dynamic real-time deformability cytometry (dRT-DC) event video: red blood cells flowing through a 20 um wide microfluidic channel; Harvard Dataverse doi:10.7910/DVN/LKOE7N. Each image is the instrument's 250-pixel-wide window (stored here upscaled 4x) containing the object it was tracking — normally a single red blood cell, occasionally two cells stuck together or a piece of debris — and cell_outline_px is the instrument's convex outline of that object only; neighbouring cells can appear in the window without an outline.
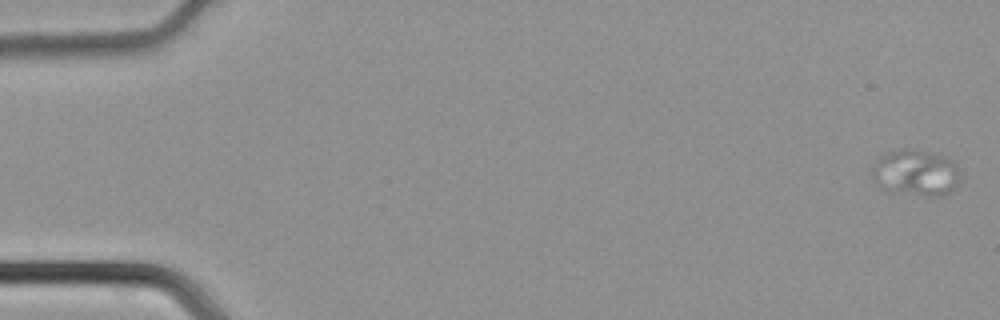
{"species": "common noctule bat (a hibernating species)", "species_latin": "Nyctalus noctula", "temperature_condition": "cold", "stored_images_in_passage": 34, "camera_frame_rate_fps": 3000, "um_per_image_px": 0.085, "animal": {"sex": "male", "body_mass_g": 21.5, "forearm_length_mm": 52.0}, "frame": {"image": 1, "passage_image": 1, "time_ms": 0.0, "image_size_px": [1000, 320], "cell_outline_px": [[964, 172], [960, 180], [944, 196], [924, 196], [888, 192], [880, 188], [876, 184], [872, 176], [872, 168], [880, 156], [888, 152], [900, 148], [916, 148], [944, 156], [952, 160]], "centroid_in_image_um": [77.86, 14.68], "position_along_channel_um": 7.1, "area_um2": 24.51}}
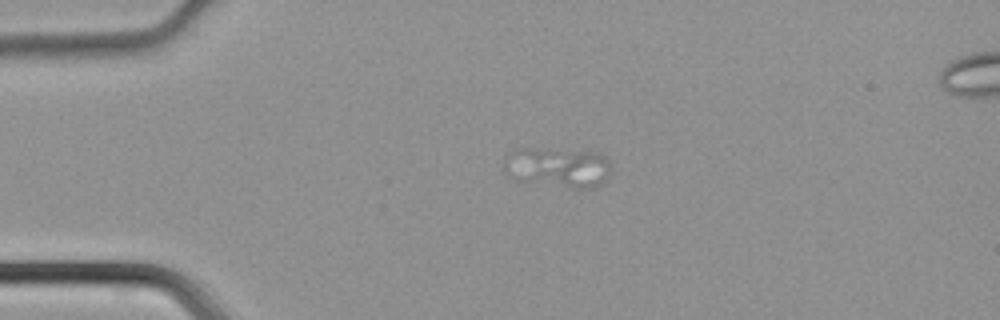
{"frame": {"image": 2, "passage_image": 11, "time_ms": 3.333, "image_size_px": [1000, 320], "cell_outline_px": [[608, 172], [604, 180], [600, 184], [592, 188], [572, 188], [516, 180], [504, 176], [504, 156], [520, 148], [536, 148], [596, 152], [604, 156], [608, 160]], "centroid_in_image_um": [47.32, 14.22], "position_along_channel_um": 37.7, "area_um2": 24.97}}